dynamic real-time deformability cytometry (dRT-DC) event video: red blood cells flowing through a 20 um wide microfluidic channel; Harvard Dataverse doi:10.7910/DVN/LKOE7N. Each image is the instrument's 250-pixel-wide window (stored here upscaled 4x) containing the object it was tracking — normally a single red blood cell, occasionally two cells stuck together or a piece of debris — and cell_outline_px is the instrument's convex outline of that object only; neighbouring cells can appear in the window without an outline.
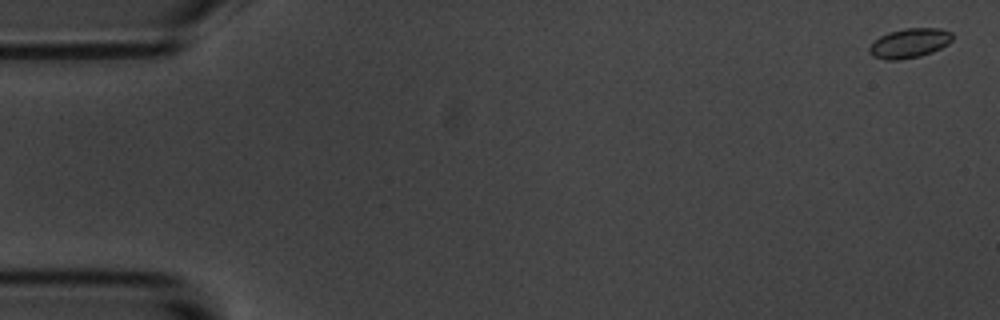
{"species": "common noctule bat (a hibernating species)", "species_latin": "Nyctalus noctula", "temperature_condition": "room temperature", "stored_images_in_passage": 7, "camera_frame_rate_fps": 3000, "um_per_image_px": 0.085, "animal": {"sex": "male", "body_mass_g": 20.1, "forearm_length_mm": 53.5}, "frame": {"image": 1, "passage_image": 1, "time_ms": 0.0, "image_size_px": [1000, 320], "cell_outline_px": [[952, 40], [948, 44], [932, 52], [920, 56], [900, 60], [888, 60], [872, 56], [868, 52], [868, 48], [880, 36], [888, 32], [904, 28], [940, 28], [952, 32]], "centroid_in_image_um": [77.3, 3.66], "position_along_channel_um": 7.7, "area_um2": 14.33}}
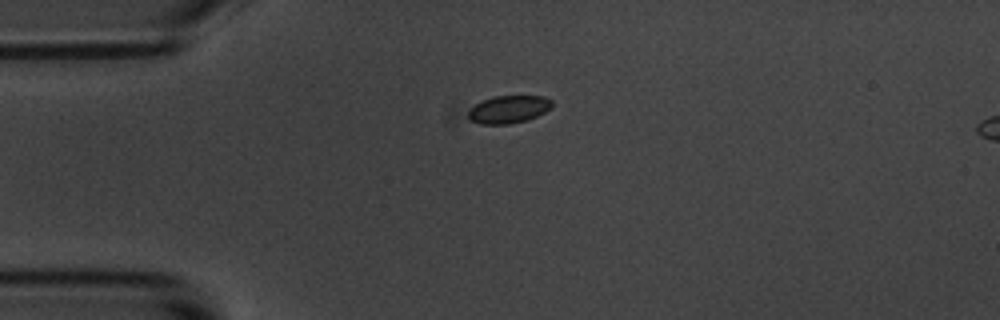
{"frame": {"image": 2, "passage_image": 5, "time_ms": 4.333, "image_size_px": [1000, 320], "cell_outline_px": [[552, 108], [536, 116], [524, 120], [508, 124], [480, 124], [468, 120], [468, 108], [484, 100], [496, 96], [544, 96], [552, 100]], "centroid_in_image_um": [43.21, 9.29], "position_along_channel_um": 41.8, "area_um2": 13.47}}